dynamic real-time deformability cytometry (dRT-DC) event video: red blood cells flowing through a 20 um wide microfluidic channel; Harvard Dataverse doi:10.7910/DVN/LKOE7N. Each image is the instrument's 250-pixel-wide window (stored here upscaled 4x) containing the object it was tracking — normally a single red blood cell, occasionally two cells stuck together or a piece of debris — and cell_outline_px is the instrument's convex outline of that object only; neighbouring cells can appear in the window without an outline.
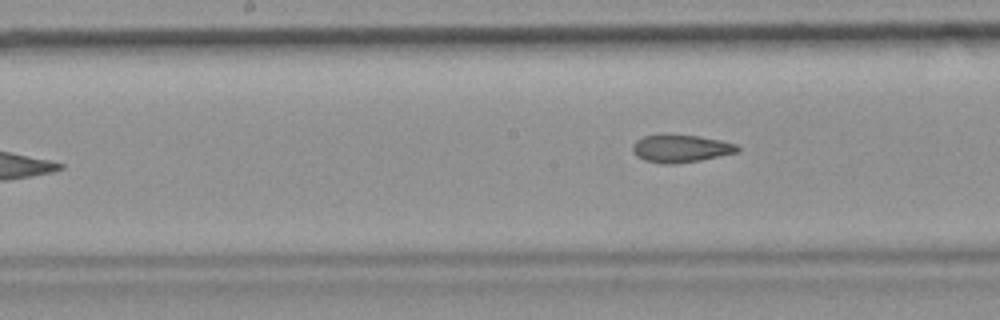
{"species": "common noctule bat (a hibernating species)", "species_latin": "Nyctalus noctula", "temperature_condition": "room temperature", "stored_images_in_passage": 7, "camera_frame_rate_fps": 3000, "um_per_image_px": 0.085, "animal": {"sex": "female", "body_mass_g": 19.9}, "frame": {"image": 1, "passage_image": 7, "time_ms": 2.0, "image_size_px": [1000, 320], "cell_outline_px": [[740, 152], [700, 160], [672, 164], [668, 164], [644, 160], [636, 156], [632, 152], [632, 144], [636, 140], [644, 136], [660, 132], [668, 132], [696, 136], [720, 140], [736, 144], [740, 148]], "centroid_in_image_um": [57.82, 12.58], "position_along_channel_um": 190.4, "area_um2": 17.4}}